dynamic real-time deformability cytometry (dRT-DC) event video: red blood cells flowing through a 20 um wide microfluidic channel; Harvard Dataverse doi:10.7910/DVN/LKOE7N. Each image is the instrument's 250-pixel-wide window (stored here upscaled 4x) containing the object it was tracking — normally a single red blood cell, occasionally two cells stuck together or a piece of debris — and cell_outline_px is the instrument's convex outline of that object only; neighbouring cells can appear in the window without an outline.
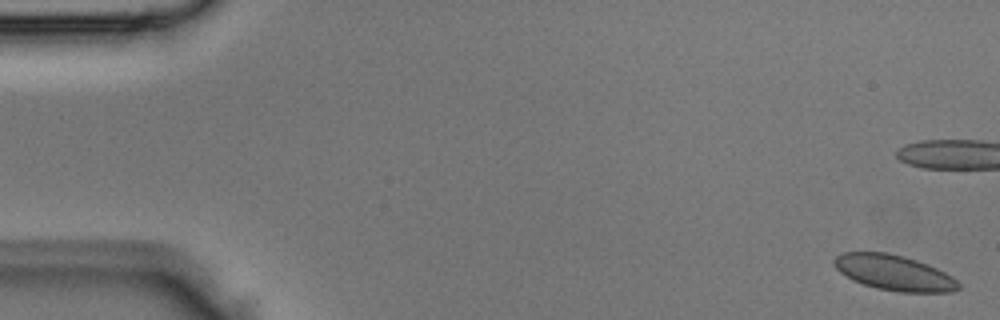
{"species": "Egyptian fruit bat (a non-hibernating species)", "species_latin": "Rousettus aegyptiacus", "temperature_condition": "room temperature", "stored_images_in_passage": 6, "camera_frame_rate_fps": 3000, "um_per_image_px": 0.085, "animal": {"sex": "male"}, "frame": {"image": 1, "passage_image": 1, "time_ms": 0.0, "image_size_px": [1000, 320], "cell_outline_px": [[960, 288], [952, 292], [900, 292], [876, 288], [852, 280], [840, 272], [832, 264], [832, 260], [836, 256], [844, 252], [888, 252], [904, 256], [928, 264], [952, 276], [960, 284]], "centroid_in_image_um": [75.98, 23.17], "position_along_channel_um": 9.0, "area_um2": 25.72}}
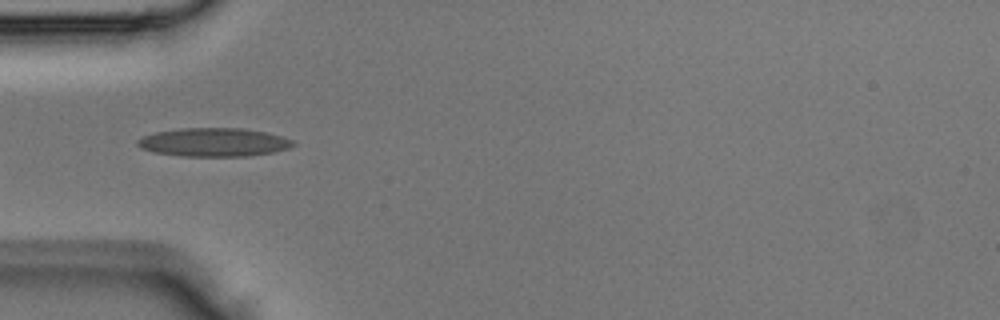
{"frame": {"image": 2, "passage_image": 5, "time_ms": 1.333, "image_size_px": [1000, 320], "cell_outline_px": [[296, 144], [288, 148], [272, 152], [248, 156], [180, 156], [152, 152], [140, 148], [136, 144], [136, 140], [144, 136], [156, 132], [180, 128], [244, 128], [264, 132], [280, 136], [292, 140]], "centroid_in_image_um": [18.12, 12.09], "position_along_channel_um": 66.9, "area_um2": 25.84}}
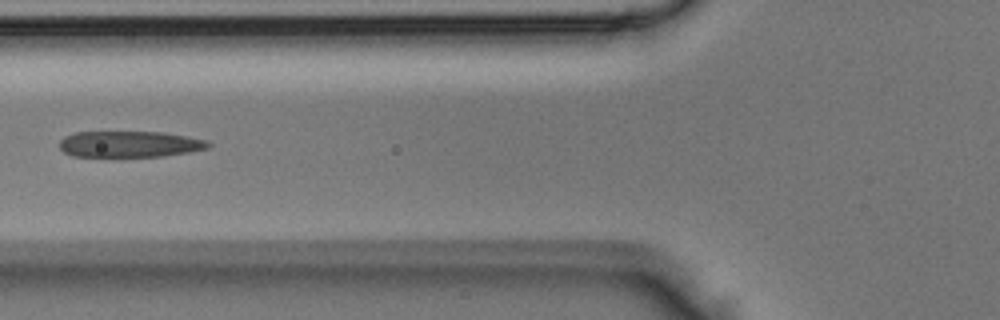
{"frame": {"image": 3, "passage_image": 6, "time_ms": 1.667, "image_size_px": [1000, 320], "cell_outline_px": [[212, 144], [208, 148], [188, 152], [160, 156], [72, 156], [64, 152], [60, 148], [60, 140], [64, 136], [76, 132], [164, 132], [188, 136], [208, 140]], "centroid_in_image_um": [11.04, 12.24], "position_along_channel_um": 114.8, "area_um2": 22.66}}